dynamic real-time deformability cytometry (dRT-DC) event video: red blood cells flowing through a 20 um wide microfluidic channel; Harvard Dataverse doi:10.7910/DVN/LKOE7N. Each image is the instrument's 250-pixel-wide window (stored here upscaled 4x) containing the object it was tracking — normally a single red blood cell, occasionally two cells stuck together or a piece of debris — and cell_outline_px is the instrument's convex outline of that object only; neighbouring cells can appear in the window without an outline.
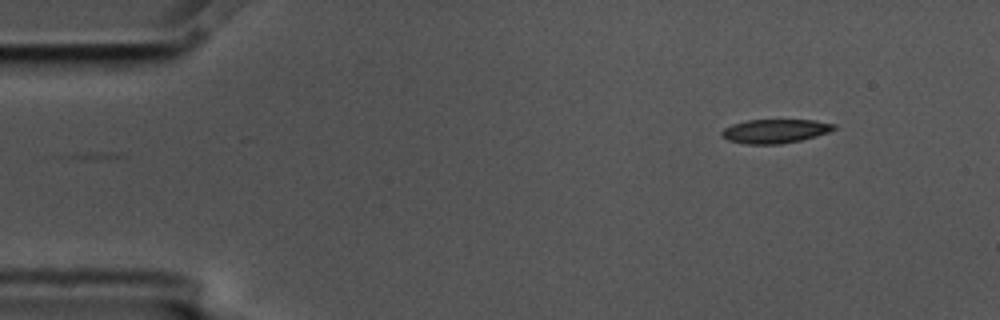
{"species": "common noctule bat (a hibernating species)", "species_latin": "Nyctalus noctula", "temperature_condition": "cold", "stored_images_in_passage": 4, "camera_frame_rate_fps": 3000, "um_per_image_px": 0.085, "animal": {"sex": "male", "body_mass_g": 17.5, "forearm_length_mm": 52.3}, "frame": {"image": 1, "passage_image": 1, "time_ms": 0.0, "image_size_px": [1000, 320], "cell_outline_px": [[836, 128], [828, 132], [816, 136], [800, 140], [780, 144], [744, 144], [728, 140], [720, 136], [720, 132], [724, 128], [732, 124], [748, 120], [816, 120], [836, 124]], "centroid_in_image_um": [65.86, 11.14], "position_along_channel_um": 19.1, "area_um2": 15.72}}
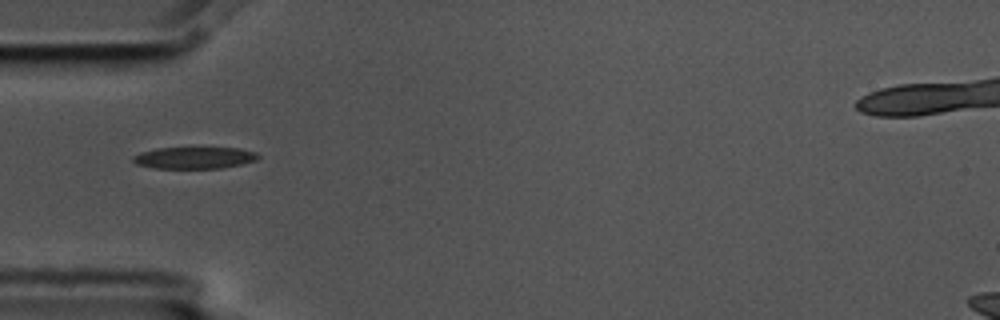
{"frame": {"image": 2, "passage_image": 4, "time_ms": 1.0, "image_size_px": [1000, 320], "cell_outline_px": [[260, 156], [256, 160], [240, 164], [220, 168], [152, 168], [136, 164], [132, 160], [132, 156], [140, 152], [156, 148], [240, 148], [256, 152]], "centroid_in_image_um": [16.48, 13.41], "position_along_channel_um": 68.5, "area_um2": 15.84}}